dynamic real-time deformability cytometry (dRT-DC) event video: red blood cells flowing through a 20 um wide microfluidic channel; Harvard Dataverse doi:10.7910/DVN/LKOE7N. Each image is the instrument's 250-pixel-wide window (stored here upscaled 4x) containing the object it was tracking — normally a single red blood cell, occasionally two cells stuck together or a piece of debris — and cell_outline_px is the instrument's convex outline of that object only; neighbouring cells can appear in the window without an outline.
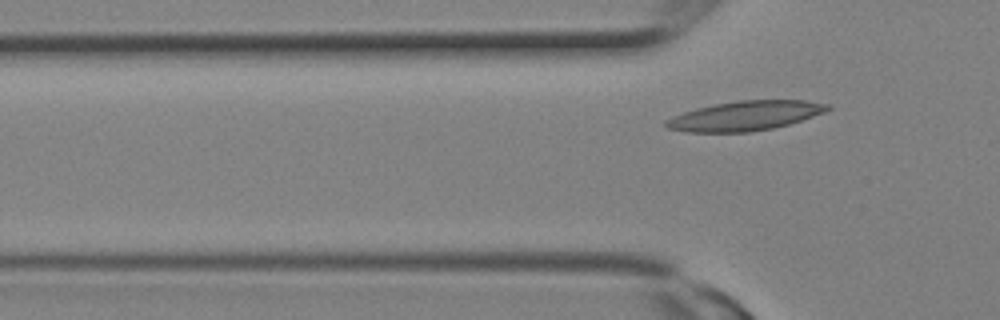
{"species": "Egyptian fruit bat (a non-hibernating species)", "species_latin": "Rousettus aegyptiacus", "temperature_condition": "room temperature", "stored_images_in_passage": 2, "camera_frame_rate_fps": 3000, "um_per_image_px": 0.085, "animal": {"sex": "female"}, "frame": {"image": 1, "passage_image": 2, "time_ms": 0.333, "image_size_px": [1000, 320], "cell_outline_px": [[832, 108], [824, 112], [788, 124], [772, 128], [748, 132], [684, 132], [668, 128], [664, 124], [664, 120], [672, 116], [696, 108], [716, 104], [740, 100], [804, 100], [828, 104]], "centroid_in_image_um": [63.29, 9.84], "position_along_channel_um": 62.5, "area_um2": 27.63}}